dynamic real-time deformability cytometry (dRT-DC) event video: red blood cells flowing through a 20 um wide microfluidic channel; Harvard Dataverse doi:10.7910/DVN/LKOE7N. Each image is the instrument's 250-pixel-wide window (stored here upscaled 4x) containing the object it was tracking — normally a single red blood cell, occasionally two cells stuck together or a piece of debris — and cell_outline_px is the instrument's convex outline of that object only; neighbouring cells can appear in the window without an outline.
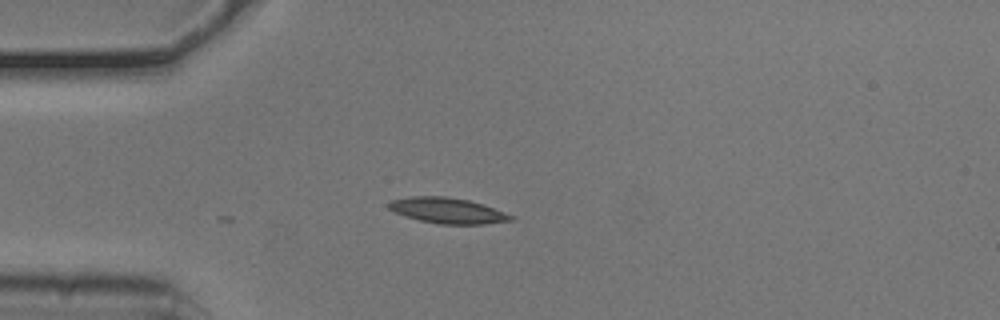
{"species": "common noctule bat (a hibernating species)", "species_latin": "Nyctalus noctula", "temperature_condition": "cold", "stored_images_in_passage": 8, "camera_frame_rate_fps": 3000, "um_per_image_px": 0.085, "animal": {"sex": "male", "body_mass_g": 20.5, "forearm_length_mm": 52.5}, "frame": {"image": 1, "passage_image": 1, "time_ms": 0.0, "image_size_px": [1000, 320], "cell_outline_px": [[516, 220], [484, 224], [440, 224], [420, 220], [404, 216], [388, 208], [388, 200], [412, 196], [448, 196], [468, 200], [484, 204], [516, 216]], "centroid_in_image_um": [38.08, 17.89], "position_along_channel_um": 46.9, "area_um2": 18.5}}
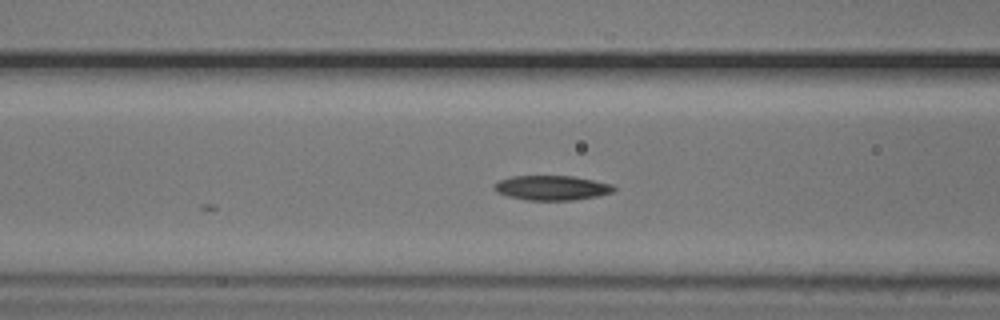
{"frame": {"image": 2, "passage_image": 8, "time_ms": 2.333, "image_size_px": [1000, 320], "cell_outline_px": [[616, 188], [612, 192], [596, 196], [576, 200], [524, 200], [508, 196], [496, 192], [492, 188], [500, 180], [512, 176], [572, 176], [612, 184]], "centroid_in_image_um": [46.88, 15.97], "position_along_channel_um": 119.7, "area_um2": 17.11}}